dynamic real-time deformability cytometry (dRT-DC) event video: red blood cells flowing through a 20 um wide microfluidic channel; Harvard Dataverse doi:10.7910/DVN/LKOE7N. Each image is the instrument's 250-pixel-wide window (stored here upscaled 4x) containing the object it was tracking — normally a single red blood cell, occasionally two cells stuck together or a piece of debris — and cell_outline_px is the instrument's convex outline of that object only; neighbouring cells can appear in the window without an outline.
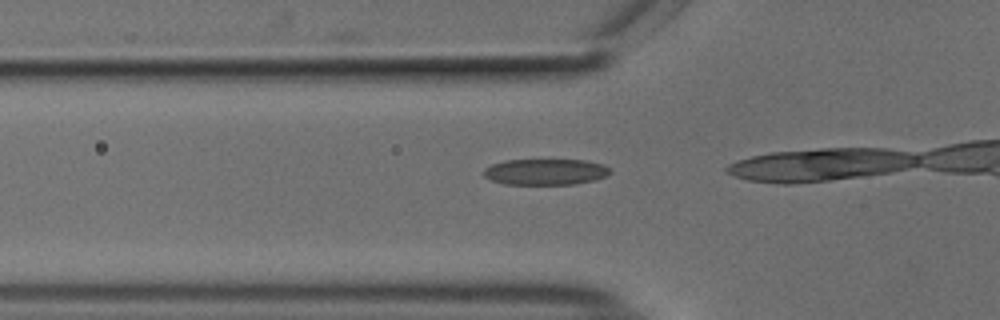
{"species": "common noctule bat (a hibernating species)", "species_latin": "Nyctalus noctula", "temperature_condition": "cold", "stored_images_in_passage": 17, "camera_frame_rate_fps": 3000, "um_per_image_px": 0.085, "animal": {"sex": "male", "body_mass_g": 18.8}, "frame": {"image": 1, "passage_image": 13, "time_ms": 4.0, "image_size_px": [1000, 320], "cell_outline_px": [[612, 172], [596, 180], [576, 184], [504, 184], [492, 180], [484, 176], [484, 168], [492, 164], [504, 160], [584, 160], [604, 164]], "centroid_in_image_um": [46.37, 14.6], "position_along_channel_um": 79.4, "area_um2": 19.19}}
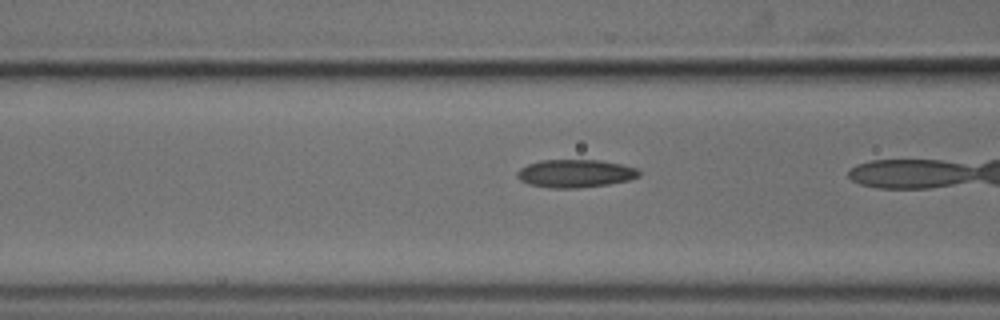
{"frame": {"image": 2, "passage_image": 16, "time_ms": 5.0, "image_size_px": [1000, 320], "cell_outline_px": [[640, 176], [628, 180], [608, 184], [576, 188], [552, 188], [528, 184], [520, 180], [516, 176], [516, 172], [520, 168], [528, 164], [540, 160], [600, 160], [620, 164], [636, 168], [640, 172]], "centroid_in_image_um": [48.87, 14.74], "position_along_channel_um": 117.7, "area_um2": 19.83}}